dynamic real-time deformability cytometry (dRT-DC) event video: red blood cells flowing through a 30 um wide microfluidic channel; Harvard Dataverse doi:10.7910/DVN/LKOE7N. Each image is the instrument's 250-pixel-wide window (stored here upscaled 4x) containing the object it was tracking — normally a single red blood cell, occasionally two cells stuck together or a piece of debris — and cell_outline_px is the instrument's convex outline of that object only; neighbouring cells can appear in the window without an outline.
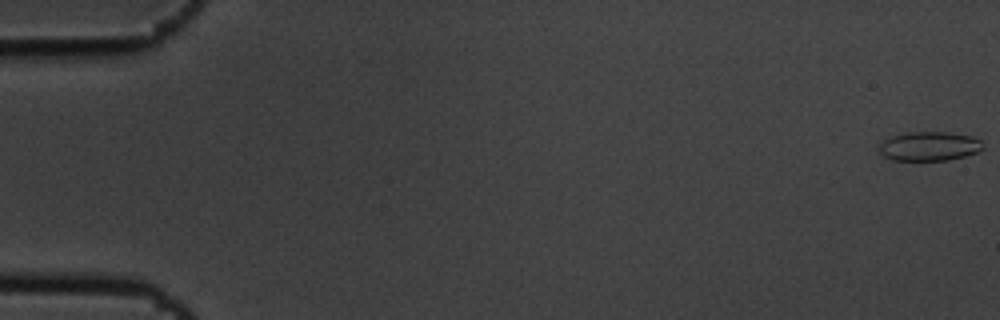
{"species": "common noctule bat (a hibernating species)", "species_latin": "Nyctalus noctula", "temperature_condition": "cold", "stored_images_in_passage": 4, "camera_frame_rate_fps": 3000, "um_per_image_px": 0.085, "animal": {"sex": "male", "body_mass_g": 19.5, "forearm_length_mm": 54.6}, "frame": {"image": 1, "passage_image": 1, "time_ms": 0.0, "image_size_px": [1000, 320], "cell_outline_px": [[984, 148], [976, 152], [964, 156], [948, 160], [892, 160], [884, 156], [880, 152], [880, 144], [884, 140], [892, 136], [908, 132], [948, 132], [972, 136], [980, 140]], "centroid_in_image_um": [79.0, 12.42], "position_along_channel_um": 6.0, "area_um2": 17.51}}